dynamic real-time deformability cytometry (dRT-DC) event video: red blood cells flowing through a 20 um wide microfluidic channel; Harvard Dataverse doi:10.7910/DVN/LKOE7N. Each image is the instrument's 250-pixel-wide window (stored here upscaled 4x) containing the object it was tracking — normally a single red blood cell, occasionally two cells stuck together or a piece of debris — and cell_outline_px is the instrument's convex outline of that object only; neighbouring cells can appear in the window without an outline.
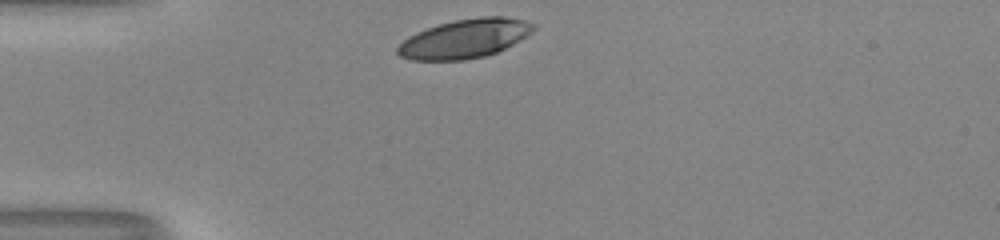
{"species": "human", "species_latin": "Homo sapiens", "temperature_condition": "room temperature", "stored_images_in_passage": 29, "camera_frame_rate_fps": 3000, "um_per_image_px": 0.085, "donor": {"sex": "male"}, "frame": {"image": 1, "passage_image": 1, "time_ms": 0.0, "image_size_px": [1000, 240], "cell_outline_px": [[536, 28], [532, 32], [520, 40], [496, 52], [484, 56], [464, 60], [408, 60], [400, 56], [396, 52], [396, 48], [408, 36], [416, 32], [452, 20], [480, 16], [504, 16], [528, 20], [536, 24]], "centroid_in_image_um": [39.52, 3.27], "position_along_channel_um": 45.5, "area_um2": 31.04}}
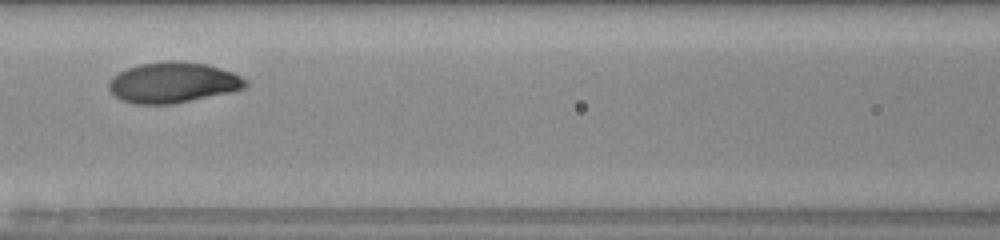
{"frame": {"image": 2, "passage_image": 11, "time_ms": 3.333, "image_size_px": [1000, 240], "cell_outline_px": [[248, 88], [172, 104], [136, 104], [120, 100], [108, 88], [108, 84], [112, 76], [128, 68], [140, 64], [172, 60], [176, 60], [208, 64], [232, 72], [248, 80]], "centroid_in_image_um": [14.72, 7.01], "position_along_channel_um": 151.9, "area_um2": 32.37}}
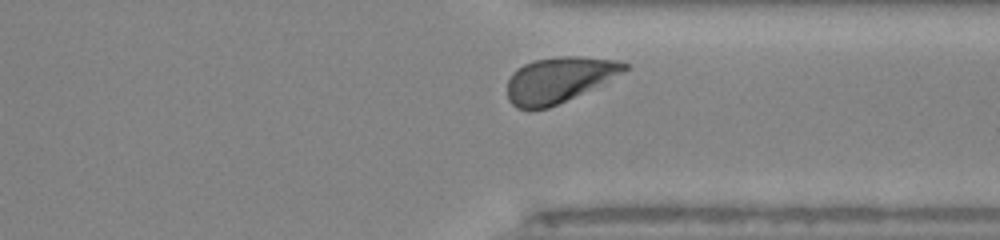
{"frame": {"image": 3, "passage_image": 27, "time_ms": 8.667, "image_size_px": [1000, 240], "cell_outline_px": [[628, 68], [624, 72], [548, 108], [516, 108], [508, 100], [508, 80], [512, 72], [524, 64], [532, 60], [560, 56], [580, 56], [616, 60], [628, 64]], "centroid_in_image_um": [47.47, 6.75], "position_along_channel_um": 363.9, "area_um2": 30.46}, "authors_computed_cell_mechanics": {"area_um2": 31.5588, "velocity_mm_per_s": 3.9695, "shape_relaxation_time_tau1_ms": 2.7298, "shape_relaxation_time_tau2_ms": null, "deformation_change_tau1": 0.1531, "deformation_change_tau2": null}}